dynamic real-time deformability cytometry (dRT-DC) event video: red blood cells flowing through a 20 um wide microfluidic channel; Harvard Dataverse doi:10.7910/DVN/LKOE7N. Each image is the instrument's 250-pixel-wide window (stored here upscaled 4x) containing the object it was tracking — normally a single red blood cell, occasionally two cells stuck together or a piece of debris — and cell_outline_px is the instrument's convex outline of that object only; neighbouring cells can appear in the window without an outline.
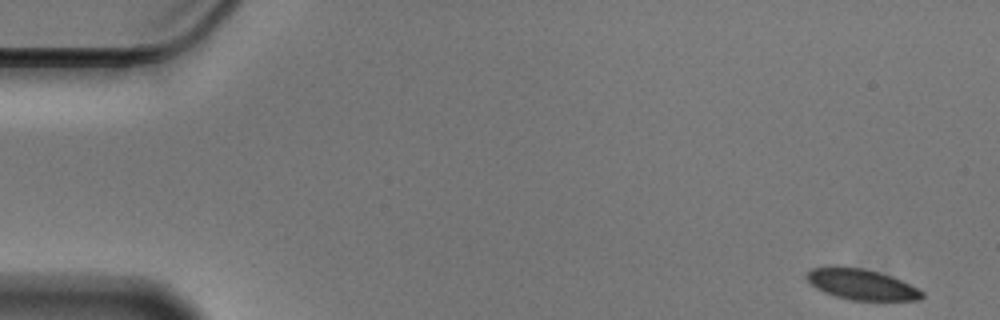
{"species": "Egyptian fruit bat (a non-hibernating species)", "species_latin": "Rousettus aegyptiacus", "temperature_condition": "cold", "stored_images_in_passage": 55, "camera_frame_rate_fps": 3000, "um_per_image_px": 0.085, "animal": {"sex": "male"}, "frame": {"image": 1, "passage_image": 1, "time_ms": 0.0, "image_size_px": [1000, 320], "cell_outline_px": [[924, 296], [920, 300], [852, 300], [836, 296], [824, 292], [816, 288], [804, 276], [812, 268], [836, 264], [860, 268], [892, 276], [924, 292]], "centroid_in_image_um": [73.18, 24.15], "position_along_channel_um": 11.8, "area_um2": 20.63}}
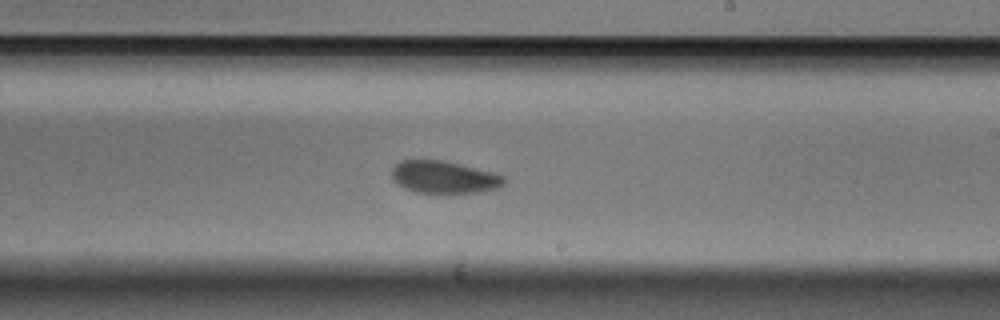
{"frame": {"image": 2, "passage_image": 32, "time_ms": 10.333, "image_size_px": [1000, 320], "cell_outline_px": [[504, 184], [496, 188], [476, 192], [416, 192], [404, 188], [392, 180], [392, 168], [400, 160], [444, 160], [496, 172], [504, 176]], "centroid_in_image_um": [37.73, 15.03], "position_along_channel_um": 251.3, "area_um2": 21.1}}
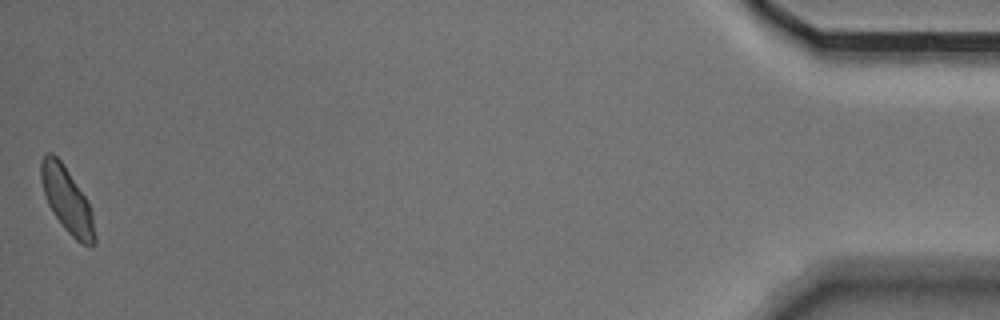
{"frame": {"image": 3, "passage_image": 55, "time_ms": 18.0, "image_size_px": [1000, 320], "cell_outline_px": [[96, 244], [84, 244], [76, 240], [64, 228], [52, 212], [48, 204], [40, 180], [40, 160], [48, 152], [52, 152], [64, 164], [84, 196], [92, 212], [96, 236]], "centroid_in_image_um": [5.68, 16.99], "position_along_channel_um": 429.5, "area_um2": 20.23}, "authors_computed_cell_mechanics": {"area_um2": 21.6172, "velocity_mm_per_s": 3.5212, "shape_relaxation_time_tau1_ms": 3.4277, "shape_relaxation_time_tau2_ms": 1.617, "deformation_change_tau1": 0.0929, "deformation_change_tau2": 0.0607}}